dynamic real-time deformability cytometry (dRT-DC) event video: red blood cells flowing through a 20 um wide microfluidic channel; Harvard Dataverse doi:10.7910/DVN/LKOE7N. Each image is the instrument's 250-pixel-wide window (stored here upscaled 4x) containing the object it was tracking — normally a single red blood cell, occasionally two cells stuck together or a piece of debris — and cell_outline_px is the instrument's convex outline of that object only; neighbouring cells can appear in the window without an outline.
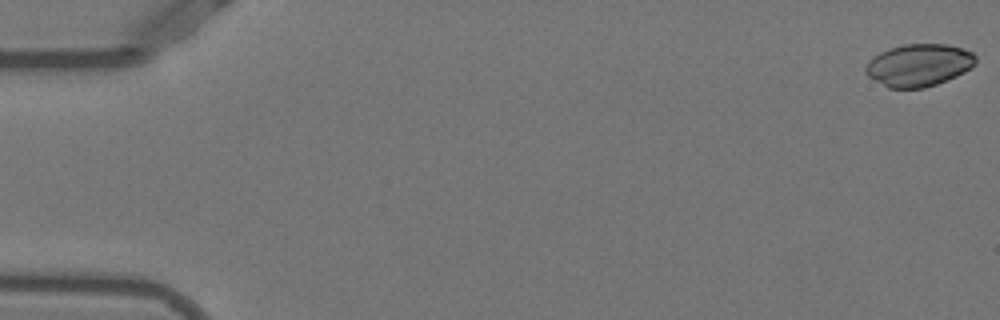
{"species": "Egyptian fruit bat (a non-hibernating species)", "species_latin": "Rousettus aegyptiacus", "temperature_condition": "warm", "stored_images_in_passage": 51, "camera_frame_rate_fps": 3000, "um_per_image_px": 0.085, "animal": {"sex": "female"}, "frame": {"image": 1, "passage_image": 1, "time_ms": 0.0, "image_size_px": [1000, 320], "cell_outline_px": [[976, 64], [964, 72], [956, 76], [936, 84], [924, 88], [888, 88], [868, 76], [864, 72], [864, 68], [868, 60], [880, 52], [888, 48], [904, 44], [948, 44], [972, 52], [976, 56]], "centroid_in_image_um": [78.07, 5.53], "position_along_channel_um": 6.9, "area_um2": 27.28}}
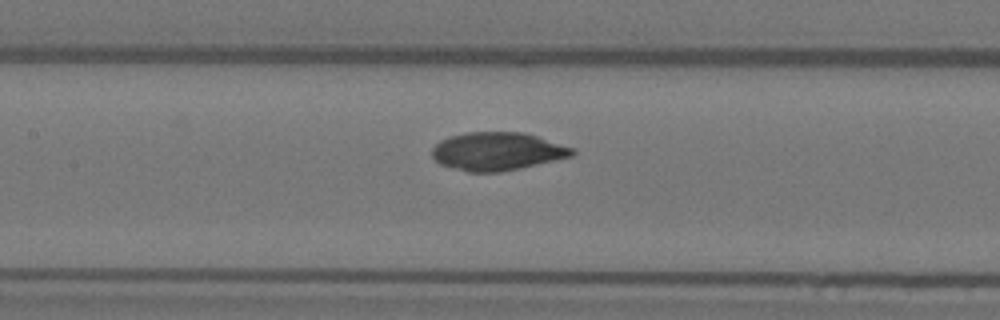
{"frame": {"image": 2, "passage_image": 25, "time_ms": 8.0, "image_size_px": [1000, 320], "cell_outline_px": [[576, 152], [572, 156], [520, 168], [500, 172], [468, 172], [440, 164], [432, 156], [432, 148], [440, 140], [448, 136], [468, 132], [524, 132], [576, 148]], "centroid_in_image_um": [42.28, 12.85], "position_along_channel_um": 165.1, "area_um2": 31.21}}
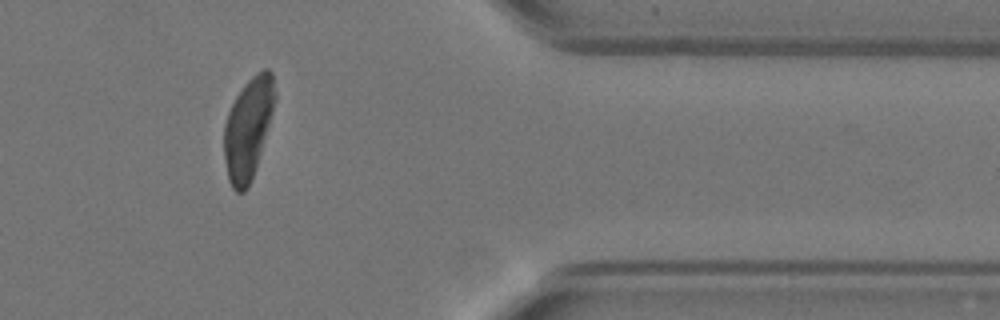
{"frame": {"image": 3, "passage_image": 44, "time_ms": 14.333, "image_size_px": [1000, 320], "cell_outline_px": [[276, 100], [260, 152], [248, 188], [244, 192], [236, 192], [232, 188], [228, 180], [224, 156], [224, 124], [228, 112], [236, 96], [244, 84], [256, 72], [264, 68], [268, 68], [272, 72], [276, 92]], "centroid_in_image_um": [21.08, 10.86], "position_along_channel_um": 390.3, "area_um2": 29.77}}